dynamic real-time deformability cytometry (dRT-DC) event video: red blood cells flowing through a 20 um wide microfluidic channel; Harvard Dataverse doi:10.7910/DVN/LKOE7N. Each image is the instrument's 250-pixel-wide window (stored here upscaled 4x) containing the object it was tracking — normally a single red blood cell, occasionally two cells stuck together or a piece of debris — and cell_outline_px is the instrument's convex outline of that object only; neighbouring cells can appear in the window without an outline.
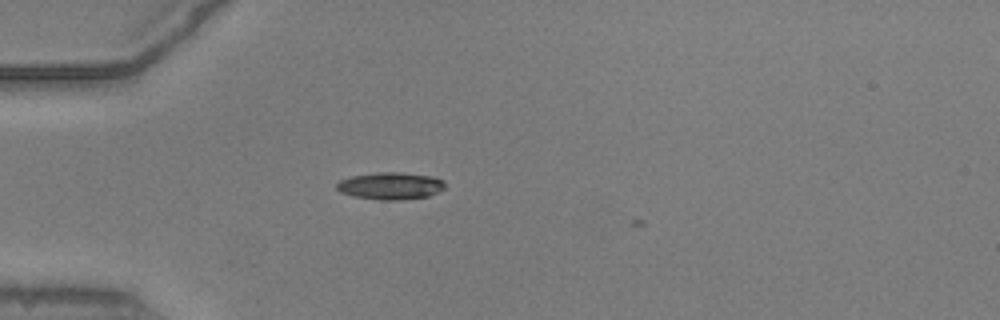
{"species": "common noctule bat (a hibernating species)", "species_latin": "Nyctalus noctula", "temperature_condition": "warm", "stored_images_in_passage": 3, "camera_frame_rate_fps": 3000, "um_per_image_px": 0.085, "animal": {"sex": "male", "body_mass_g": 20.5, "forearm_length_mm": 52.5}, "frame": {"image": 1, "passage_image": 2, "time_ms": 0.333, "image_size_px": [1000, 320], "cell_outline_px": [[444, 188], [440, 192], [428, 196], [400, 200], [380, 200], [352, 196], [340, 192], [336, 188], [336, 184], [340, 180], [352, 176], [380, 172], [400, 172], [432, 176], [444, 180]], "centroid_in_image_um": [33.2, 15.8], "position_along_channel_um": 51.8, "area_um2": 17.22}}